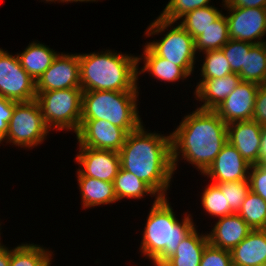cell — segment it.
Instances as JSON below:
<instances>
[{
	"label": "cell",
	"instance_id": "52a82bcc",
	"mask_svg": "<svg viewBox=\"0 0 266 266\" xmlns=\"http://www.w3.org/2000/svg\"><path fill=\"white\" fill-rule=\"evenodd\" d=\"M82 94L81 88L36 92V101L50 130L77 133L81 125Z\"/></svg>",
	"mask_w": 266,
	"mask_h": 266
},
{
	"label": "cell",
	"instance_id": "ffe728a7",
	"mask_svg": "<svg viewBox=\"0 0 266 266\" xmlns=\"http://www.w3.org/2000/svg\"><path fill=\"white\" fill-rule=\"evenodd\" d=\"M143 54L137 55L138 64L143 60L144 66L139 68L138 75L149 73V76L156 78L159 81L176 82L178 80H186L190 75L181 67L164 58L157 56L145 43ZM140 69V70H139ZM151 74V75H150Z\"/></svg>",
	"mask_w": 266,
	"mask_h": 266
},
{
	"label": "cell",
	"instance_id": "7a4b0ae2",
	"mask_svg": "<svg viewBox=\"0 0 266 266\" xmlns=\"http://www.w3.org/2000/svg\"><path fill=\"white\" fill-rule=\"evenodd\" d=\"M145 130L142 124L128 133L118 152L120 166L147 183L160 198H166L174 175L171 134Z\"/></svg>",
	"mask_w": 266,
	"mask_h": 266
},
{
	"label": "cell",
	"instance_id": "f546056e",
	"mask_svg": "<svg viewBox=\"0 0 266 266\" xmlns=\"http://www.w3.org/2000/svg\"><path fill=\"white\" fill-rule=\"evenodd\" d=\"M201 194V205L206 213L212 217H224L232 215L235 212L227 204V199L221 193L219 186L215 183H210L204 187Z\"/></svg>",
	"mask_w": 266,
	"mask_h": 266
},
{
	"label": "cell",
	"instance_id": "5b68a950",
	"mask_svg": "<svg viewBox=\"0 0 266 266\" xmlns=\"http://www.w3.org/2000/svg\"><path fill=\"white\" fill-rule=\"evenodd\" d=\"M139 91H84L81 120H105L127 133L139 128Z\"/></svg>",
	"mask_w": 266,
	"mask_h": 266
},
{
	"label": "cell",
	"instance_id": "1f68e13d",
	"mask_svg": "<svg viewBox=\"0 0 266 266\" xmlns=\"http://www.w3.org/2000/svg\"><path fill=\"white\" fill-rule=\"evenodd\" d=\"M215 184L219 186L221 193L227 199L229 207L237 213L246 199L247 194L250 192L249 179Z\"/></svg>",
	"mask_w": 266,
	"mask_h": 266
},
{
	"label": "cell",
	"instance_id": "9a60e30c",
	"mask_svg": "<svg viewBox=\"0 0 266 266\" xmlns=\"http://www.w3.org/2000/svg\"><path fill=\"white\" fill-rule=\"evenodd\" d=\"M250 167L251 164L227 142L202 175L210 178L212 183L242 181L248 179Z\"/></svg>",
	"mask_w": 266,
	"mask_h": 266
},
{
	"label": "cell",
	"instance_id": "484cf974",
	"mask_svg": "<svg viewBox=\"0 0 266 266\" xmlns=\"http://www.w3.org/2000/svg\"><path fill=\"white\" fill-rule=\"evenodd\" d=\"M53 252L36 244L22 243L10 249L9 266H51Z\"/></svg>",
	"mask_w": 266,
	"mask_h": 266
},
{
	"label": "cell",
	"instance_id": "8d00e7d4",
	"mask_svg": "<svg viewBox=\"0 0 266 266\" xmlns=\"http://www.w3.org/2000/svg\"><path fill=\"white\" fill-rule=\"evenodd\" d=\"M252 120L262 127L266 126V83L259 85L257 90Z\"/></svg>",
	"mask_w": 266,
	"mask_h": 266
},
{
	"label": "cell",
	"instance_id": "9c48e42d",
	"mask_svg": "<svg viewBox=\"0 0 266 266\" xmlns=\"http://www.w3.org/2000/svg\"><path fill=\"white\" fill-rule=\"evenodd\" d=\"M0 96L15 102L36 100V82L20 65L17 54L0 48Z\"/></svg>",
	"mask_w": 266,
	"mask_h": 266
},
{
	"label": "cell",
	"instance_id": "ac0fdd59",
	"mask_svg": "<svg viewBox=\"0 0 266 266\" xmlns=\"http://www.w3.org/2000/svg\"><path fill=\"white\" fill-rule=\"evenodd\" d=\"M240 82L241 77L237 73H231L222 78L199 79L194 96L203 104L197 108L215 110Z\"/></svg>",
	"mask_w": 266,
	"mask_h": 266
},
{
	"label": "cell",
	"instance_id": "d590c367",
	"mask_svg": "<svg viewBox=\"0 0 266 266\" xmlns=\"http://www.w3.org/2000/svg\"><path fill=\"white\" fill-rule=\"evenodd\" d=\"M248 179L250 190L266 201V165H251Z\"/></svg>",
	"mask_w": 266,
	"mask_h": 266
},
{
	"label": "cell",
	"instance_id": "7402d4cb",
	"mask_svg": "<svg viewBox=\"0 0 266 266\" xmlns=\"http://www.w3.org/2000/svg\"><path fill=\"white\" fill-rule=\"evenodd\" d=\"M209 243L207 233L200 234L195 227L177 247L173 256L161 266H199L203 250Z\"/></svg>",
	"mask_w": 266,
	"mask_h": 266
},
{
	"label": "cell",
	"instance_id": "44dd1931",
	"mask_svg": "<svg viewBox=\"0 0 266 266\" xmlns=\"http://www.w3.org/2000/svg\"><path fill=\"white\" fill-rule=\"evenodd\" d=\"M76 171L82 208L89 209L118 202L113 182L84 176L78 169Z\"/></svg>",
	"mask_w": 266,
	"mask_h": 266
},
{
	"label": "cell",
	"instance_id": "836d02e7",
	"mask_svg": "<svg viewBox=\"0 0 266 266\" xmlns=\"http://www.w3.org/2000/svg\"><path fill=\"white\" fill-rule=\"evenodd\" d=\"M253 43L230 39L221 50L225 54L233 73H239L244 68L245 52H249Z\"/></svg>",
	"mask_w": 266,
	"mask_h": 266
},
{
	"label": "cell",
	"instance_id": "ab89813d",
	"mask_svg": "<svg viewBox=\"0 0 266 266\" xmlns=\"http://www.w3.org/2000/svg\"><path fill=\"white\" fill-rule=\"evenodd\" d=\"M261 140L262 143H261L259 164L266 165V126L262 127Z\"/></svg>",
	"mask_w": 266,
	"mask_h": 266
},
{
	"label": "cell",
	"instance_id": "7bdbcfd3",
	"mask_svg": "<svg viewBox=\"0 0 266 266\" xmlns=\"http://www.w3.org/2000/svg\"><path fill=\"white\" fill-rule=\"evenodd\" d=\"M41 1H42V0H41ZM43 1H46L47 3H48V2H50V3H51V2H54V3H56V2L60 3V2H61V3H62V0H43ZM59 1H60V2H59Z\"/></svg>",
	"mask_w": 266,
	"mask_h": 266
},
{
	"label": "cell",
	"instance_id": "4316f807",
	"mask_svg": "<svg viewBox=\"0 0 266 266\" xmlns=\"http://www.w3.org/2000/svg\"><path fill=\"white\" fill-rule=\"evenodd\" d=\"M229 40L228 22L222 14L195 39V50L198 53L221 49Z\"/></svg>",
	"mask_w": 266,
	"mask_h": 266
},
{
	"label": "cell",
	"instance_id": "4fadbf2b",
	"mask_svg": "<svg viewBox=\"0 0 266 266\" xmlns=\"http://www.w3.org/2000/svg\"><path fill=\"white\" fill-rule=\"evenodd\" d=\"M78 149L74 160L81 167L78 170L84 176L114 182L121 167L118 152L89 147H79Z\"/></svg>",
	"mask_w": 266,
	"mask_h": 266
},
{
	"label": "cell",
	"instance_id": "b9f144b4",
	"mask_svg": "<svg viewBox=\"0 0 266 266\" xmlns=\"http://www.w3.org/2000/svg\"><path fill=\"white\" fill-rule=\"evenodd\" d=\"M96 1L98 2L99 0H62V3L66 2V4H67L69 2L70 3H73V2L77 3V2H96Z\"/></svg>",
	"mask_w": 266,
	"mask_h": 266
},
{
	"label": "cell",
	"instance_id": "d4e9b609",
	"mask_svg": "<svg viewBox=\"0 0 266 266\" xmlns=\"http://www.w3.org/2000/svg\"><path fill=\"white\" fill-rule=\"evenodd\" d=\"M238 75L241 81L266 83V42L253 44L249 52H245L244 68Z\"/></svg>",
	"mask_w": 266,
	"mask_h": 266
},
{
	"label": "cell",
	"instance_id": "4dcf8cb0",
	"mask_svg": "<svg viewBox=\"0 0 266 266\" xmlns=\"http://www.w3.org/2000/svg\"><path fill=\"white\" fill-rule=\"evenodd\" d=\"M204 54V61L200 67V75L202 80L212 78H222L232 72L230 64L221 49L208 50L202 52Z\"/></svg>",
	"mask_w": 266,
	"mask_h": 266
},
{
	"label": "cell",
	"instance_id": "f1b7e54d",
	"mask_svg": "<svg viewBox=\"0 0 266 266\" xmlns=\"http://www.w3.org/2000/svg\"><path fill=\"white\" fill-rule=\"evenodd\" d=\"M237 214L252 230L266 229V201L251 190Z\"/></svg>",
	"mask_w": 266,
	"mask_h": 266
},
{
	"label": "cell",
	"instance_id": "5bb4252c",
	"mask_svg": "<svg viewBox=\"0 0 266 266\" xmlns=\"http://www.w3.org/2000/svg\"><path fill=\"white\" fill-rule=\"evenodd\" d=\"M258 88L256 83L241 81L214 111L227 125L252 120Z\"/></svg>",
	"mask_w": 266,
	"mask_h": 266
},
{
	"label": "cell",
	"instance_id": "74e56055",
	"mask_svg": "<svg viewBox=\"0 0 266 266\" xmlns=\"http://www.w3.org/2000/svg\"><path fill=\"white\" fill-rule=\"evenodd\" d=\"M15 101L0 96V142L6 137Z\"/></svg>",
	"mask_w": 266,
	"mask_h": 266
},
{
	"label": "cell",
	"instance_id": "6da1fadb",
	"mask_svg": "<svg viewBox=\"0 0 266 266\" xmlns=\"http://www.w3.org/2000/svg\"><path fill=\"white\" fill-rule=\"evenodd\" d=\"M170 134L174 172L184 159L203 174L228 142L227 124L214 110L196 108Z\"/></svg>",
	"mask_w": 266,
	"mask_h": 266
},
{
	"label": "cell",
	"instance_id": "ba28073f",
	"mask_svg": "<svg viewBox=\"0 0 266 266\" xmlns=\"http://www.w3.org/2000/svg\"><path fill=\"white\" fill-rule=\"evenodd\" d=\"M50 129L43 120L39 103L36 100L30 102H15L11 120L8 123V131L4 141L18 148L32 149L45 141Z\"/></svg>",
	"mask_w": 266,
	"mask_h": 266
},
{
	"label": "cell",
	"instance_id": "8fae6325",
	"mask_svg": "<svg viewBox=\"0 0 266 266\" xmlns=\"http://www.w3.org/2000/svg\"><path fill=\"white\" fill-rule=\"evenodd\" d=\"M128 133L105 120H81L76 133L79 147L119 152Z\"/></svg>",
	"mask_w": 266,
	"mask_h": 266
},
{
	"label": "cell",
	"instance_id": "30bf717a",
	"mask_svg": "<svg viewBox=\"0 0 266 266\" xmlns=\"http://www.w3.org/2000/svg\"><path fill=\"white\" fill-rule=\"evenodd\" d=\"M228 11L229 38L237 41H247L253 44L266 42V9L229 7L222 2ZM263 38V39H262Z\"/></svg>",
	"mask_w": 266,
	"mask_h": 266
},
{
	"label": "cell",
	"instance_id": "60d3db41",
	"mask_svg": "<svg viewBox=\"0 0 266 266\" xmlns=\"http://www.w3.org/2000/svg\"><path fill=\"white\" fill-rule=\"evenodd\" d=\"M10 264V248L0 245V266H9Z\"/></svg>",
	"mask_w": 266,
	"mask_h": 266
},
{
	"label": "cell",
	"instance_id": "e0dca14e",
	"mask_svg": "<svg viewBox=\"0 0 266 266\" xmlns=\"http://www.w3.org/2000/svg\"><path fill=\"white\" fill-rule=\"evenodd\" d=\"M251 231L252 228L241 216L234 213L218 218L215 226L207 233V236L212 246L231 251L246 238Z\"/></svg>",
	"mask_w": 266,
	"mask_h": 266
},
{
	"label": "cell",
	"instance_id": "8992f818",
	"mask_svg": "<svg viewBox=\"0 0 266 266\" xmlns=\"http://www.w3.org/2000/svg\"><path fill=\"white\" fill-rule=\"evenodd\" d=\"M156 18L147 27L144 33L146 37L163 33L169 27L170 30L162 37V40H153L147 42L146 45L157 56L181 66L189 75H192L197 58L195 39L179 23L174 26L177 22L167 21L159 15Z\"/></svg>",
	"mask_w": 266,
	"mask_h": 266
},
{
	"label": "cell",
	"instance_id": "7c38bea8",
	"mask_svg": "<svg viewBox=\"0 0 266 266\" xmlns=\"http://www.w3.org/2000/svg\"><path fill=\"white\" fill-rule=\"evenodd\" d=\"M81 88L78 54L59 53L36 81V92Z\"/></svg>",
	"mask_w": 266,
	"mask_h": 266
},
{
	"label": "cell",
	"instance_id": "e575fe53",
	"mask_svg": "<svg viewBox=\"0 0 266 266\" xmlns=\"http://www.w3.org/2000/svg\"><path fill=\"white\" fill-rule=\"evenodd\" d=\"M199 266H233L231 252L208 243Z\"/></svg>",
	"mask_w": 266,
	"mask_h": 266
},
{
	"label": "cell",
	"instance_id": "2e32d148",
	"mask_svg": "<svg viewBox=\"0 0 266 266\" xmlns=\"http://www.w3.org/2000/svg\"><path fill=\"white\" fill-rule=\"evenodd\" d=\"M262 126L254 120L238 121L227 125V139L251 165L260 163Z\"/></svg>",
	"mask_w": 266,
	"mask_h": 266
},
{
	"label": "cell",
	"instance_id": "3957f363",
	"mask_svg": "<svg viewBox=\"0 0 266 266\" xmlns=\"http://www.w3.org/2000/svg\"><path fill=\"white\" fill-rule=\"evenodd\" d=\"M84 91H138V61L132 54L107 50L78 53Z\"/></svg>",
	"mask_w": 266,
	"mask_h": 266
},
{
	"label": "cell",
	"instance_id": "f35d334b",
	"mask_svg": "<svg viewBox=\"0 0 266 266\" xmlns=\"http://www.w3.org/2000/svg\"><path fill=\"white\" fill-rule=\"evenodd\" d=\"M229 7L242 8H264L266 9V0H222Z\"/></svg>",
	"mask_w": 266,
	"mask_h": 266
},
{
	"label": "cell",
	"instance_id": "cb8c5ba5",
	"mask_svg": "<svg viewBox=\"0 0 266 266\" xmlns=\"http://www.w3.org/2000/svg\"><path fill=\"white\" fill-rule=\"evenodd\" d=\"M113 184L117 201L124 198L139 200L146 195L155 197L154 199H160V196L147 183L121 167Z\"/></svg>",
	"mask_w": 266,
	"mask_h": 266
},
{
	"label": "cell",
	"instance_id": "d6a6232c",
	"mask_svg": "<svg viewBox=\"0 0 266 266\" xmlns=\"http://www.w3.org/2000/svg\"><path fill=\"white\" fill-rule=\"evenodd\" d=\"M211 0H169L160 13L163 19L177 22L187 12L210 5Z\"/></svg>",
	"mask_w": 266,
	"mask_h": 266
},
{
	"label": "cell",
	"instance_id": "277c9868",
	"mask_svg": "<svg viewBox=\"0 0 266 266\" xmlns=\"http://www.w3.org/2000/svg\"><path fill=\"white\" fill-rule=\"evenodd\" d=\"M148 213L140 252L151 260L153 265L161 266L173 256L180 242L195 228L192 215H185L181 221L166 198L155 199ZM195 224V225H194Z\"/></svg>",
	"mask_w": 266,
	"mask_h": 266
},
{
	"label": "cell",
	"instance_id": "d6986e66",
	"mask_svg": "<svg viewBox=\"0 0 266 266\" xmlns=\"http://www.w3.org/2000/svg\"><path fill=\"white\" fill-rule=\"evenodd\" d=\"M230 252L233 266H266V229L252 230Z\"/></svg>",
	"mask_w": 266,
	"mask_h": 266
},
{
	"label": "cell",
	"instance_id": "ee69618b",
	"mask_svg": "<svg viewBox=\"0 0 266 266\" xmlns=\"http://www.w3.org/2000/svg\"><path fill=\"white\" fill-rule=\"evenodd\" d=\"M0 227H1V223H0ZM0 230H1V228H0ZM1 232H0V241H1ZM2 243L0 242V245H1Z\"/></svg>",
	"mask_w": 266,
	"mask_h": 266
},
{
	"label": "cell",
	"instance_id": "83f0119b",
	"mask_svg": "<svg viewBox=\"0 0 266 266\" xmlns=\"http://www.w3.org/2000/svg\"><path fill=\"white\" fill-rule=\"evenodd\" d=\"M222 11L218 10L213 5L201 7L190 12H187L180 19V25L194 38L204 33L212 23H214L220 16Z\"/></svg>",
	"mask_w": 266,
	"mask_h": 266
},
{
	"label": "cell",
	"instance_id": "603a6c76",
	"mask_svg": "<svg viewBox=\"0 0 266 266\" xmlns=\"http://www.w3.org/2000/svg\"><path fill=\"white\" fill-rule=\"evenodd\" d=\"M16 54L22 68L36 82L50 67L59 52L35 40L29 43L22 52Z\"/></svg>",
	"mask_w": 266,
	"mask_h": 266
}]
</instances>
